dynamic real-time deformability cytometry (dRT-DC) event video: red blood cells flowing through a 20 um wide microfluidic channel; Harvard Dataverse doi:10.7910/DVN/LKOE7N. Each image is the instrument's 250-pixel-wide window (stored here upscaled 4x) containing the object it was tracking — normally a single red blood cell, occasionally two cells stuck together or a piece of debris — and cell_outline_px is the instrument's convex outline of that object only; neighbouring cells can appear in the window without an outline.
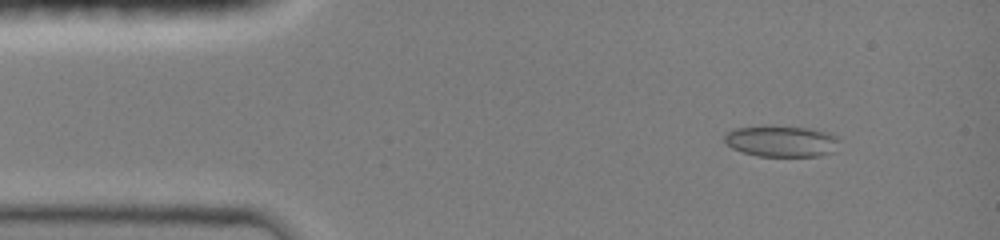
{"species": "common noctule bat (a hibernating species)", "species_latin": "Nyctalus noctula", "temperature_condition": "room temperature", "stored_images_in_passage": 7, "camera_frame_rate_fps": 3000, "um_per_image_px": 0.085, "animal": {"sex": "female", "body_mass_g": 19.0, "forearm_length_mm": 51.5}, "frame": {"image": 1, "passage_image": 2, "time_ms": 0.667, "image_size_px": [1000, 240], "cell_outline_px": [[836, 140], [832, 152], [816, 156], [760, 156], [744, 152], [732, 148], [724, 140], [724, 136], [728, 132], [736, 128], [764, 124], [772, 124], [812, 128], [832, 132], [836, 136]], "centroid_in_image_um": [66.39, 11.95], "position_along_channel_um": 18.6, "area_um2": 21.15}}
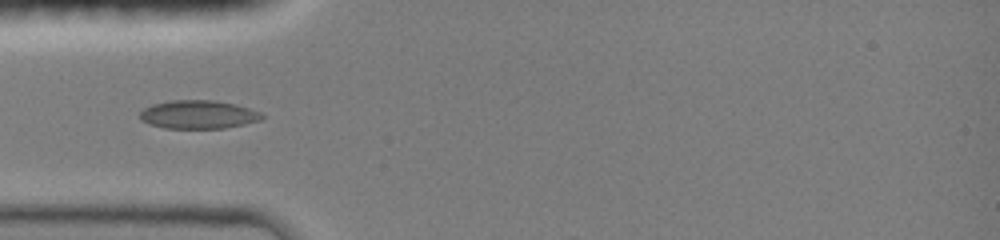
{"frame": {"image": 2, "passage_image": 6, "time_ms": 3.667, "image_size_px": [1000, 240], "cell_outline_px": [[264, 116], [260, 120], [244, 124], [224, 128], [164, 128], [148, 124], [140, 120], [140, 112], [144, 108], [152, 104], [172, 100], [212, 100], [236, 104], [260, 112]], "centroid_in_image_um": [16.82, 9.73], "position_along_channel_um": 68.2, "area_um2": 20.17}}